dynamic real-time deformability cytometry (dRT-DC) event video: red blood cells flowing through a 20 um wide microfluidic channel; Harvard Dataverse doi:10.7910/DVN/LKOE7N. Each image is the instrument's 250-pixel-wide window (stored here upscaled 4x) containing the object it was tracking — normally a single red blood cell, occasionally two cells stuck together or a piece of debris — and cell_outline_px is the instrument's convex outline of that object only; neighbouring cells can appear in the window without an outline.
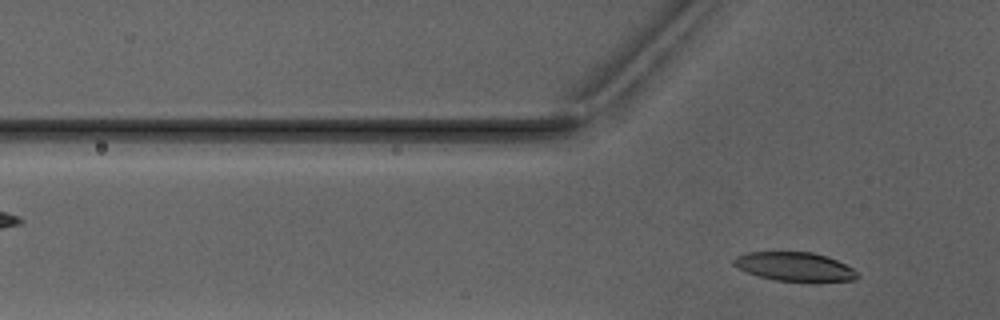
{"species": "Egyptian fruit bat (a non-hibernating species)", "species_latin": "Rousettus aegyptiacus", "temperature_condition": "warm", "stored_images_in_passage": 3, "camera_frame_rate_fps": 3000, "um_per_image_px": 0.085, "animal": {"sex": "male"}, "frame": {"image": 1, "passage_image": 3, "time_ms": 3.667, "image_size_px": [1000, 320], "cell_outline_px": [[860, 276], [856, 280], [816, 284], [812, 284], [776, 280], [760, 276], [748, 272], [732, 264], [732, 260], [736, 256], [748, 252], [812, 252], [836, 260], [852, 268]], "centroid_in_image_um": [67.62, 22.71], "position_along_channel_um": 58.2, "area_um2": 21.33}}